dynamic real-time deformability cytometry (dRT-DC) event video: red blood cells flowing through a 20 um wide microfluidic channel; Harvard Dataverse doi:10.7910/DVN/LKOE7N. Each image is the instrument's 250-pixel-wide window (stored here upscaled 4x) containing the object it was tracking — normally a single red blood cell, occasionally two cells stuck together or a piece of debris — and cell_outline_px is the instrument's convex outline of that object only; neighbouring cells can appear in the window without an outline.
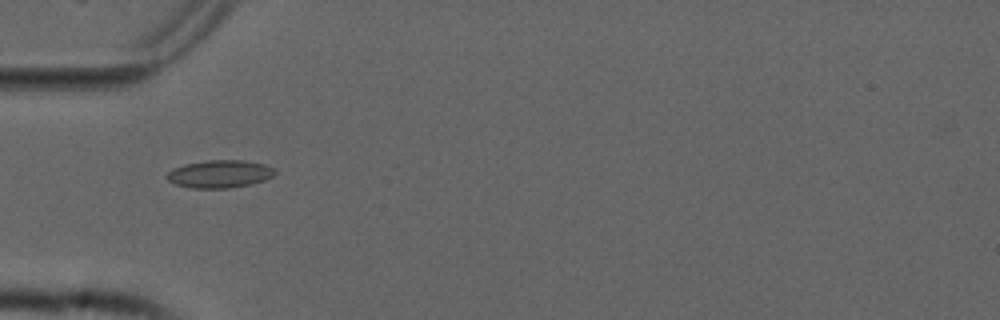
{"species": "common noctule bat (a hibernating species)", "species_latin": "Nyctalus noctula", "temperature_condition": "cold", "stored_images_in_passage": 27, "camera_frame_rate_fps": 3000, "um_per_image_px": 0.085, "animal": {"sex": "male", "forearm_length_mm": 52.5}, "frame": {"image": 1, "passage_image": 1, "time_ms": 0.0, "image_size_px": [1000, 320], "cell_outline_px": [[276, 172], [272, 176], [264, 180], [252, 184], [228, 188], [192, 188], [176, 184], [168, 180], [168, 172], [172, 168], [184, 164], [204, 160], [244, 160], [264, 164], [276, 168]], "centroid_in_image_um": [18.7, 14.77], "position_along_channel_um": 66.3, "area_um2": 17.51}}
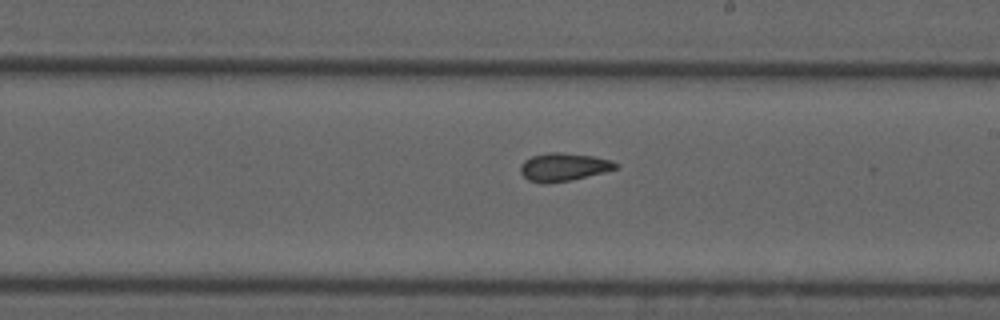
{"frame": {"image": 2, "passage_image": 15, "time_ms": 4.667, "image_size_px": [1000, 320], "cell_outline_px": [[620, 164], [616, 168], [604, 172], [572, 180], [548, 184], [544, 184], [528, 180], [520, 172], [520, 164], [524, 160], [532, 156], [548, 152], [560, 152], [592, 156], [612, 160]], "centroid_in_image_um": [47.89, 14.2], "position_along_channel_um": 241.1, "area_um2": 15.72}}
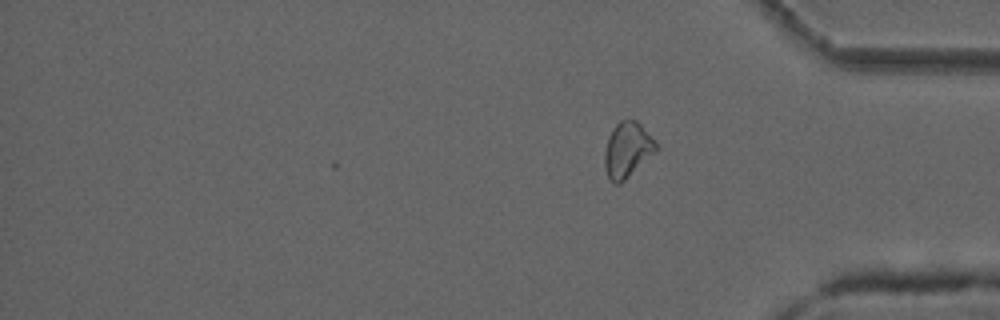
{"frame": {"image": 3, "passage_image": 27, "time_ms": 8.667, "image_size_px": [1000, 320], "cell_outline_px": [[656, 152], [620, 184], [612, 184], [608, 176], [604, 164], [604, 152], [608, 136], [612, 128], [620, 120], [636, 120], [640, 124], [656, 144]], "centroid_in_image_um": [53.28, 12.75], "position_along_channel_um": 381.9, "area_um2": 16.42}, "authors_computed_cell_mechanics": {"area_um2": 15.5482, "velocity_mm_per_s": 3.7649, "shape_relaxation_time_tau1_ms": null, "shape_relaxation_time_tau2_ms": 2.3233, "deformation_change_tau1": null, "deformation_change_tau2": 0.0627}}